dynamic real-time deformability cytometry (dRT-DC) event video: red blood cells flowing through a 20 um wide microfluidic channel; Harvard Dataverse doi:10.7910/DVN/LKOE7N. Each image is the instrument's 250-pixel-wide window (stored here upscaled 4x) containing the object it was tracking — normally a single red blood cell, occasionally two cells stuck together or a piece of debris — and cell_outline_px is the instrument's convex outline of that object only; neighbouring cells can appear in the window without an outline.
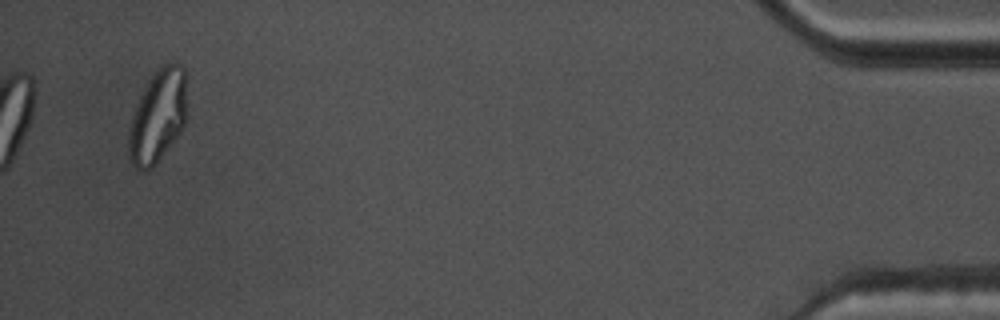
{"species": "common noctule bat (a hibernating species)", "species_latin": "Nyctalus noctula", "temperature_condition": "warm", "stored_images_in_passage": 37, "camera_frame_rate_fps": 3000, "um_per_image_px": 0.085, "animal": {"sex": "male", "body_mass_g": 17.5, "forearm_length_mm": 52.3}, "frame": {"image": 1, "passage_image": 37, "time_ms": 12.0, "image_size_px": [1000, 320], "cell_outline_px": [[184, 124], [180, 132], [156, 164], [152, 168], [144, 172], [136, 168], [132, 164], [128, 156], [128, 136], [132, 116], [136, 104], [148, 80], [164, 64], [180, 64], [184, 68]], "centroid_in_image_um": [13.36, 9.95], "position_along_channel_um": 421.8, "area_um2": 30.81}, "authors_computed_cell_mechanics": {"area_um2": 19.4786, "velocity_mm_per_s": 3.6688, "shape_relaxation_time_tau1_ms": null, "shape_relaxation_time_tau2_ms": 1.9947, "deformation_change_tau1": null, "deformation_change_tau2": 0.0666}}